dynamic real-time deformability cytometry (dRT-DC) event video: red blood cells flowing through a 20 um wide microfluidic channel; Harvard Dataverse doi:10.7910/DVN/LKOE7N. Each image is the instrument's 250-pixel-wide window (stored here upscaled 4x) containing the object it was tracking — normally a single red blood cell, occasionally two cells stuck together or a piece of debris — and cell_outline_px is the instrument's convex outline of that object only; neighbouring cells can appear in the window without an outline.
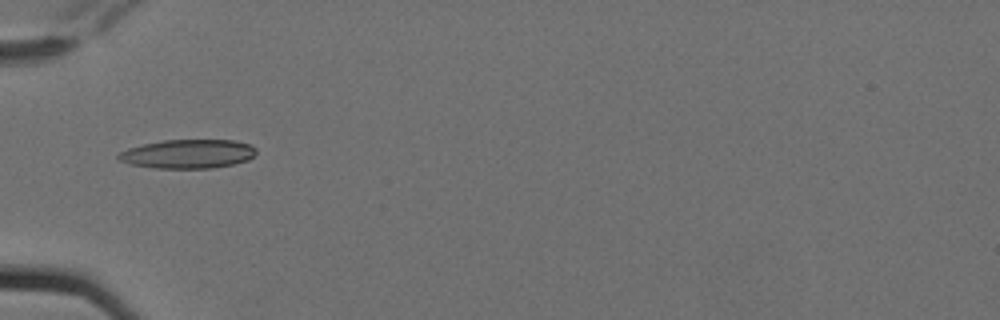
{"species": "Egyptian fruit bat (a non-hibernating species)", "species_latin": "Rousettus aegyptiacus", "temperature_condition": "cold", "stored_images_in_passage": 10, "camera_frame_rate_fps": 3000, "um_per_image_px": 0.085, "animal": {"sex": "female"}, "frame": {"image": 1, "passage_image": 5, "time_ms": 1.333, "image_size_px": [1000, 320], "cell_outline_px": [[256, 152], [248, 160], [232, 164], [212, 168], [152, 168], [128, 164], [116, 160], [116, 156], [120, 152], [128, 148], [144, 144], [164, 140], [236, 140], [248, 144], [256, 148]], "centroid_in_image_um": [15.92, 13.08], "position_along_channel_um": 69.1, "area_um2": 23.29}}
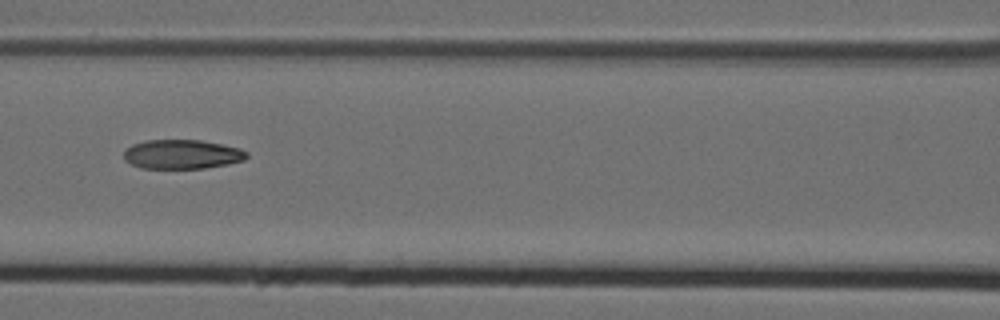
{"frame": {"image": 2, "passage_image": 7, "time_ms": 2.0, "image_size_px": [1000, 320], "cell_outline_px": [[248, 156], [244, 160], [228, 164], [204, 168], [140, 168], [124, 160], [124, 152], [132, 144], [148, 140], [200, 140], [240, 148], [248, 152]], "centroid_in_image_um": [15.48, 13.11], "position_along_channel_um": 151.1, "area_um2": 20.87}}
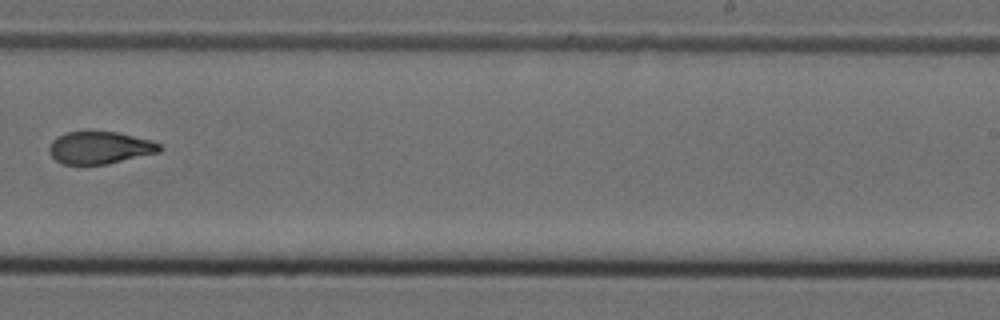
{"frame": {"image": 3, "passage_image": 10, "time_ms": 3.0, "image_size_px": [1000, 320], "cell_outline_px": [[164, 148], [160, 152], [108, 164], [64, 164], [56, 160], [48, 152], [48, 148], [52, 140], [68, 132], [116, 132], [148, 140], [160, 144]], "centroid_in_image_um": [8.49, 12.57], "position_along_channel_um": 280.5, "area_um2": 20.58}}